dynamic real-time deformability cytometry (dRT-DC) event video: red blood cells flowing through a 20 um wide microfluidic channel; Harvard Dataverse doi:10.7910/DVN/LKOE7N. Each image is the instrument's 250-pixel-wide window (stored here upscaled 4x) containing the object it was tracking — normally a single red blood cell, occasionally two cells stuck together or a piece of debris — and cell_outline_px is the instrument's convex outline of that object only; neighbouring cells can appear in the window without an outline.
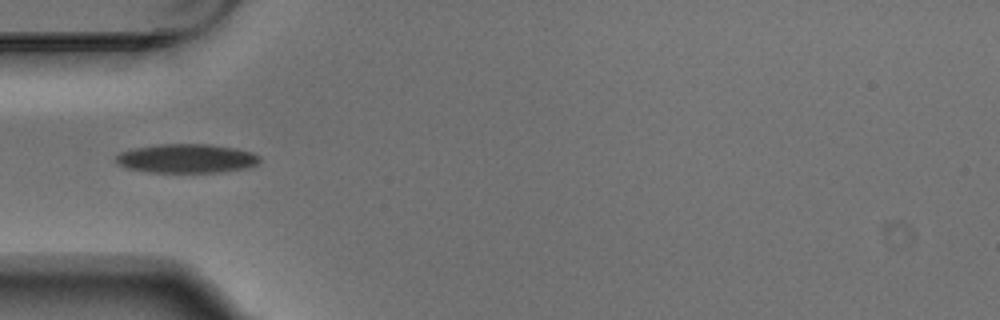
{"species": "Egyptian fruit bat (a non-hibernating species)", "species_latin": "Rousettus aegyptiacus", "temperature_condition": "warm", "stored_images_in_passage": 4, "camera_frame_rate_fps": 3000, "um_per_image_px": 0.085, "animal": {"sex": "male"}, "frame": {"image": 1, "passage_image": 2, "time_ms": 0.333, "image_size_px": [1000, 320], "cell_outline_px": [[260, 160], [256, 164], [248, 168], [220, 172], [148, 172], [124, 168], [116, 164], [116, 156], [120, 152], [136, 148], [160, 144], [208, 144], [236, 148], [252, 152], [260, 156]], "centroid_in_image_um": [15.85, 13.47], "position_along_channel_um": 69.1, "area_um2": 24.39}}
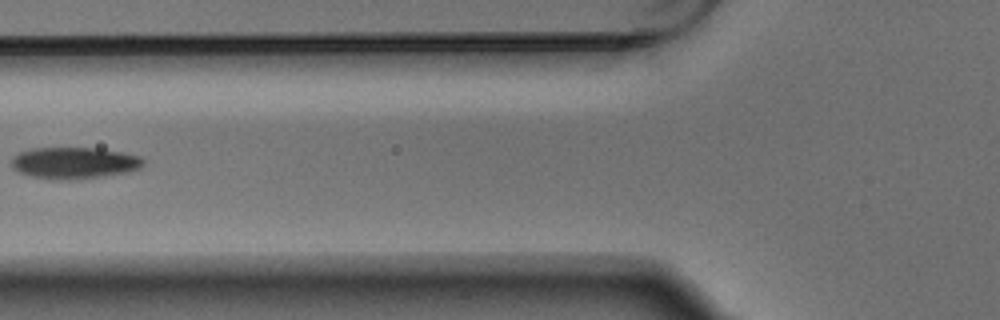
{"frame": {"image": 2, "passage_image": 3, "time_ms": 0.667, "image_size_px": [1000, 320], "cell_outline_px": [[144, 164], [140, 168], [128, 172], [76, 180], [60, 180], [32, 176], [16, 172], [12, 168], [12, 156], [20, 152], [32, 148], [100, 148], [140, 156], [144, 160]], "centroid_in_image_um": [6.29, 13.85], "position_along_channel_um": 119.5, "area_um2": 24.39}}
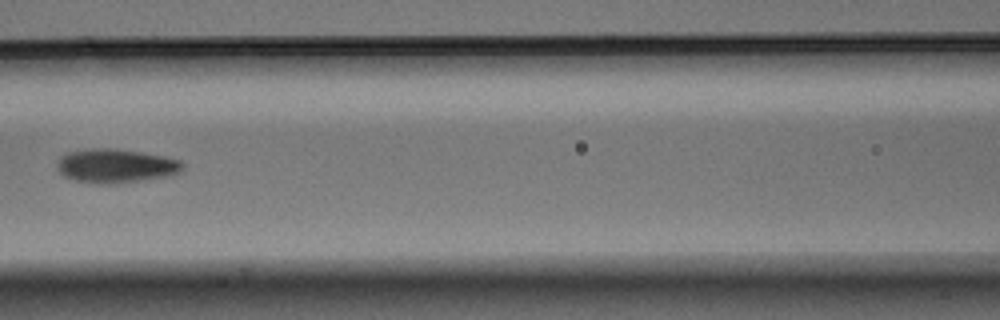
{"frame": {"image": 3, "passage_image": 4, "time_ms": 1.0, "image_size_px": [1000, 320], "cell_outline_px": [[184, 164], [180, 172], [172, 176], [116, 184], [96, 184], [72, 180], [64, 176], [60, 172], [56, 164], [60, 156], [68, 152], [88, 148], [116, 148], [164, 156], [180, 160]], "centroid_in_image_um": [9.84, 14.11], "position_along_channel_um": 156.8, "area_um2": 25.26}}